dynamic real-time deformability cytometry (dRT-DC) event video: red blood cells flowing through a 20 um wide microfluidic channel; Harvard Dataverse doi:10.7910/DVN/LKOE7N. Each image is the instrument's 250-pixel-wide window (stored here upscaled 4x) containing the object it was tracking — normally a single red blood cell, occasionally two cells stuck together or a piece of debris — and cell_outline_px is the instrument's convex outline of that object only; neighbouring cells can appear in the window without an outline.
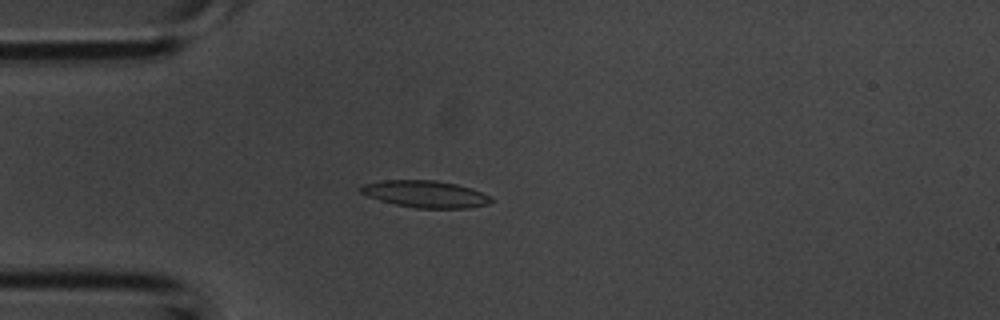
{"species": "common noctule bat (a hibernating species)", "species_latin": "Nyctalus noctula", "temperature_condition": "room temperature", "stored_images_in_passage": 39, "camera_frame_rate_fps": 3000, "um_per_image_px": 0.085, "animal": {"sex": "male", "body_mass_g": 20.1, "forearm_length_mm": 53.5}, "frame": {"image": 1, "passage_image": 11, "time_ms": 3.333, "image_size_px": [1000, 320], "cell_outline_px": [[492, 200], [488, 204], [468, 208], [416, 208], [396, 204], [380, 200], [368, 196], [360, 192], [356, 188], [360, 184], [380, 180], [436, 180], [456, 184], [472, 188], [488, 196]], "centroid_in_image_um": [36.08, 16.48], "position_along_channel_um": 48.9, "area_um2": 20.52}}
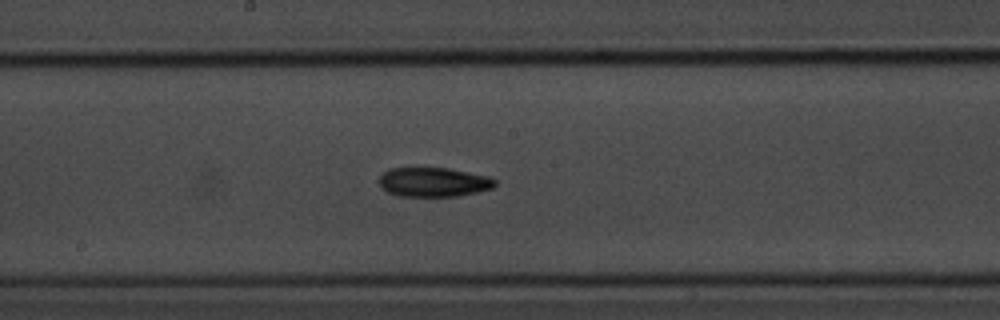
{"frame": {"image": 2, "passage_image": 22, "time_ms": 7.0, "image_size_px": [1000, 320], "cell_outline_px": [[496, 184], [492, 188], [476, 192], [456, 196], [400, 196], [388, 192], [380, 188], [380, 176], [388, 168], [448, 168], [488, 176], [496, 180]], "centroid_in_image_um": [36.83, 15.47], "position_along_channel_um": 211.4, "area_um2": 19.71}}
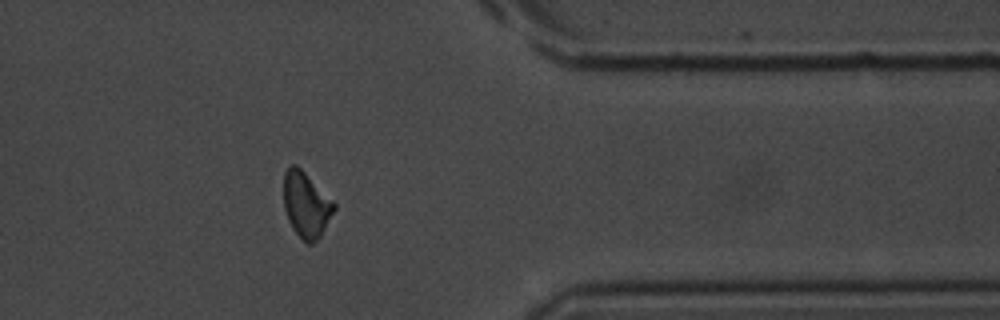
{"frame": {"image": 3, "passage_image": 34, "time_ms": 11.0, "image_size_px": [1000, 320], "cell_outline_px": [[336, 208], [320, 236], [312, 244], [308, 244], [292, 228], [288, 220], [284, 208], [284, 172], [292, 164], [296, 164], [336, 204]], "centroid_in_image_um": [26.01, 17.4], "position_along_channel_um": 385.4, "area_um2": 18.9}}